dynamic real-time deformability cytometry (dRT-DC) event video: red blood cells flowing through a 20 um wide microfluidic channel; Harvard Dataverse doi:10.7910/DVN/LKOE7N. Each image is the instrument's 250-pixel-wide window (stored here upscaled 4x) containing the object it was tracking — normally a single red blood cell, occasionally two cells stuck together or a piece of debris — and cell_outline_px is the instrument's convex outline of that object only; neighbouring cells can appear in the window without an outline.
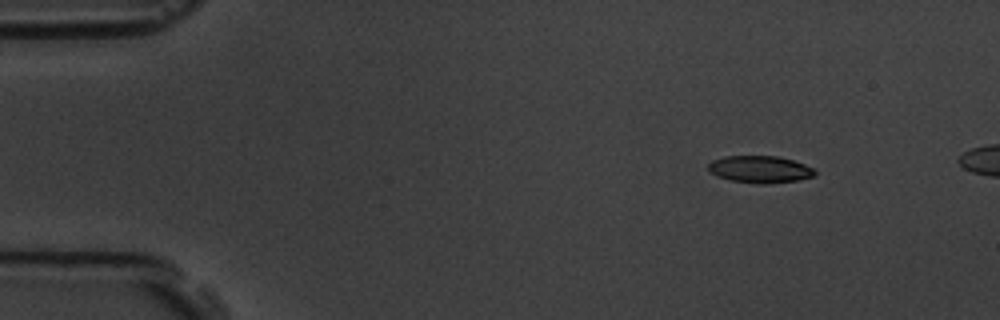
{"species": "common noctule bat (a hibernating species)", "species_latin": "Nyctalus noctula", "temperature_condition": "room temperature", "stored_images_in_passage": 3, "camera_frame_rate_fps": 3000, "um_per_image_px": 0.085, "animal": {"sex": "male", "body_mass_g": 19.5, "forearm_length_mm": 54.6}, "frame": {"image": 1, "passage_image": 1, "time_ms": 0.0, "image_size_px": [1000, 320], "cell_outline_px": [[816, 172], [812, 176], [796, 180], [764, 184], [756, 184], [732, 180], [716, 176], [708, 172], [708, 164], [712, 160], [724, 156], [780, 156], [816, 168]], "centroid_in_image_um": [64.57, 14.38], "position_along_channel_um": 20.4, "area_um2": 16.88}}